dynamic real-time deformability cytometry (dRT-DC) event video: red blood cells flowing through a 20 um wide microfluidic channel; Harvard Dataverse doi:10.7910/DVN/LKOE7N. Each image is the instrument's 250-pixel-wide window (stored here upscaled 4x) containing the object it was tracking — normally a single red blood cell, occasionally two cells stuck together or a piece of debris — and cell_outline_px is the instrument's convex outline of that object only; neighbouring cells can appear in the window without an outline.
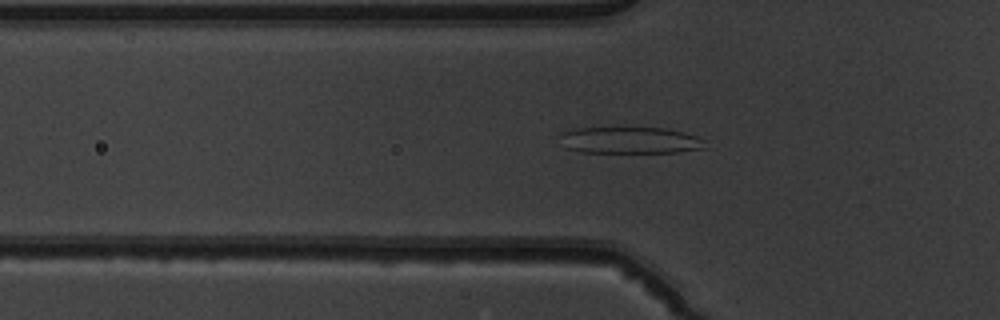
{"species": "common noctule bat (a hibernating species)", "species_latin": "Nyctalus noctula", "temperature_condition": "warm", "stored_images_in_passage": 51, "camera_frame_rate_fps": 3000, "um_per_image_px": 0.085, "animal": {"sex": "male", "body_mass_g": 19.5, "forearm_length_mm": 54.6}, "frame": {"image": 1, "passage_image": 18, "time_ms": 5.667, "image_size_px": [1000, 320], "cell_outline_px": [[708, 148], [680, 152], [580, 152], [568, 148], [556, 136], [560, 132], [576, 128], [664, 128], [684, 132], [696, 136], [704, 140]], "centroid_in_image_um": [53.56, 11.92], "position_along_channel_um": 72.2, "area_um2": 22.66}}
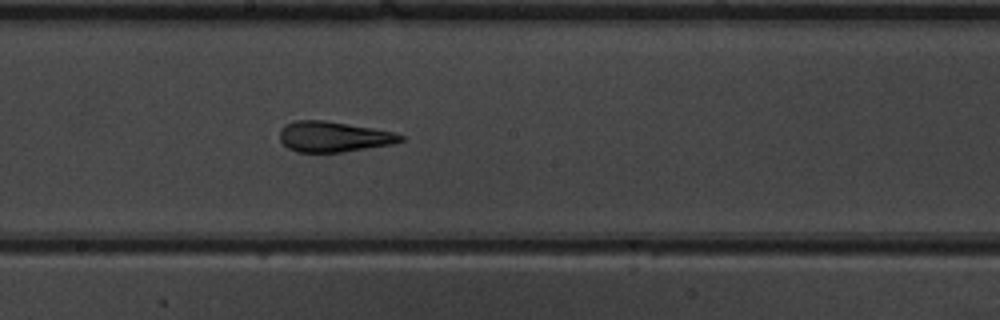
{"frame": {"image": 2, "passage_image": 29, "time_ms": 9.333, "image_size_px": [1000, 320], "cell_outline_px": [[404, 140], [392, 144], [340, 152], [296, 152], [288, 148], [280, 140], [280, 128], [284, 124], [296, 120], [324, 120], [372, 128], [392, 132], [404, 136]], "centroid_in_image_um": [28.31, 11.61], "position_along_channel_um": 219.9, "area_um2": 21.33}}
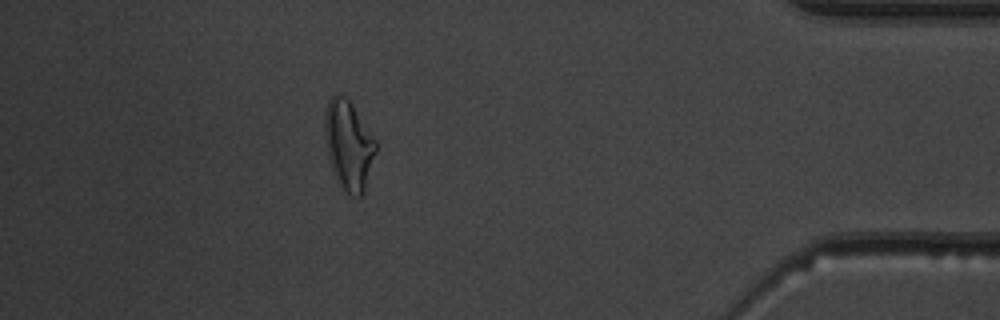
{"frame": {"image": 3, "passage_image": 46, "time_ms": 15.0, "image_size_px": [1000, 320], "cell_outline_px": [[376, 152], [364, 192], [360, 196], [352, 196], [344, 192], [328, 160], [324, 132], [324, 112], [328, 100], [332, 96], [344, 96], [352, 104], [376, 140]], "centroid_in_image_um": [29.62, 12.34], "position_along_channel_um": 405.6, "area_um2": 26.47}, "authors_computed_cell_mechanics": {"area_um2": 23.2356, "velocity_mm_per_s": 4.0217, "shape_relaxation_time_tau1_ms": null, "shape_relaxation_time_tau2_ms": 1.6522, "deformation_change_tau1": null, "deformation_change_tau2": 0.1044}}